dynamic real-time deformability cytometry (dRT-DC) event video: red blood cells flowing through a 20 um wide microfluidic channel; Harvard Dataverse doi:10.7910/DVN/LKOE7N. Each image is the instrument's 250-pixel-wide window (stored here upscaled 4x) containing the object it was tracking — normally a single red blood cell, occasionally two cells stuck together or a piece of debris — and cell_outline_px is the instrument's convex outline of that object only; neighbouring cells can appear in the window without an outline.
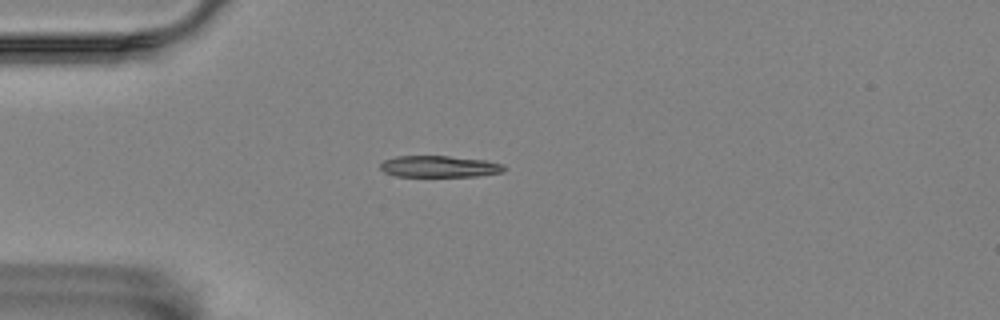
{"species": "Egyptian fruit bat (a non-hibernating species)", "species_latin": "Rousettus aegyptiacus", "temperature_condition": "room temperature", "stored_images_in_passage": 42, "camera_frame_rate_fps": 3000, "um_per_image_px": 0.085, "animal": {"sex": "female"}, "frame": {"image": 1, "passage_image": 1, "time_ms": 0.0, "image_size_px": [1000, 320], "cell_outline_px": [[508, 168], [504, 172], [476, 176], [392, 176], [384, 172], [380, 168], [380, 164], [384, 160], [396, 156], [448, 156], [484, 160], [504, 164]], "centroid_in_image_um": [37.36, 14.15], "position_along_channel_um": 47.6, "area_um2": 15.61}}
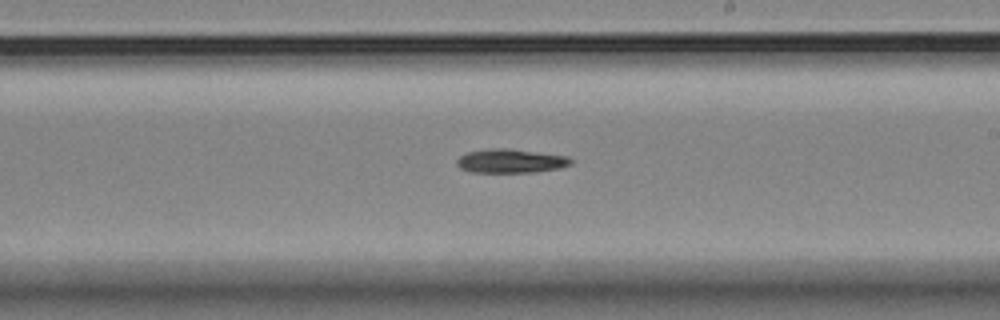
{"frame": {"image": 2, "passage_image": 19, "time_ms": 6.0, "image_size_px": [1000, 320], "cell_outline_px": [[572, 164], [560, 168], [536, 172], [472, 172], [460, 168], [456, 164], [456, 160], [460, 156], [468, 152], [492, 148], [500, 148], [568, 156], [572, 160]], "centroid_in_image_um": [43.4, 13.69], "position_along_channel_um": 245.6, "area_um2": 15.66}}
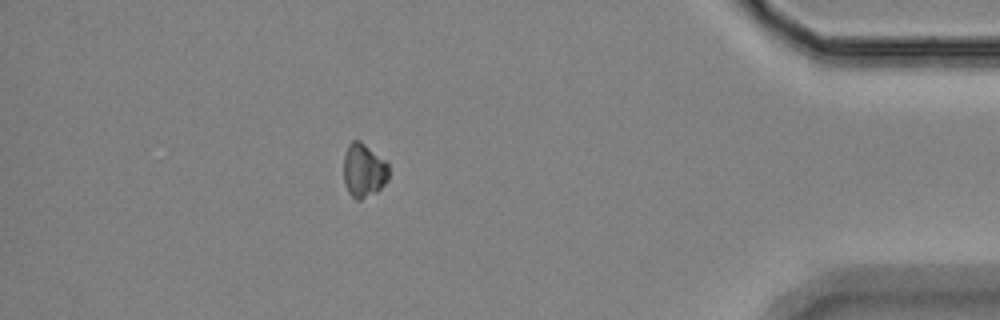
{"frame": {"image": 3, "passage_image": 36, "time_ms": 11.667, "image_size_px": [1000, 320], "cell_outline_px": [[388, 180], [376, 192], [360, 200], [356, 200], [348, 192], [344, 184], [344, 156], [348, 144], [352, 140], [360, 140], [384, 160], [388, 164]], "centroid_in_image_um": [30.9, 14.49], "position_along_channel_um": 404.3, "area_um2": 14.1}, "authors_computed_cell_mechanics": {"area_um2": 15.5771, "velocity_mm_per_s": 3.5332, "shape_relaxation_time_tau1_ms": 1.7762, "shape_relaxation_time_tau2_ms": null, "deformation_change_tau1": 0.0832, "deformation_change_tau2": null}}